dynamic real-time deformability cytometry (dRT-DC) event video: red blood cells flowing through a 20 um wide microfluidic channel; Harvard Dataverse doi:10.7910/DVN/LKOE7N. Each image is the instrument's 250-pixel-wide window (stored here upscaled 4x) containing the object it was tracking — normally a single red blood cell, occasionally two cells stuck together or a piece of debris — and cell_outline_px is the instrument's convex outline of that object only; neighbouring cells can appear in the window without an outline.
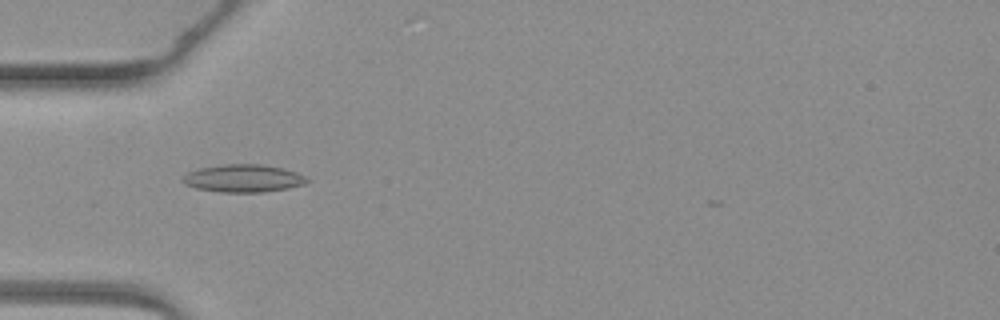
{"species": "common noctule bat (a hibernating species)", "species_latin": "Nyctalus noctula", "temperature_condition": "warm", "stored_images_in_passage": 6, "camera_frame_rate_fps": 3000, "um_per_image_px": 0.085, "animal": {"sex": "female", "body_mass_g": 19.3, "forearm_length_mm": 54.1}, "frame": {"image": 1, "passage_image": 5, "time_ms": 4.667, "image_size_px": [1000, 320], "cell_outline_px": [[312, 180], [304, 184], [288, 188], [264, 192], [220, 192], [196, 188], [184, 184], [180, 180], [188, 172], [200, 168], [224, 164], [260, 164], [284, 168], [296, 172]], "centroid_in_image_um": [20.69, 15.16], "position_along_channel_um": 64.3, "area_um2": 20.11}}
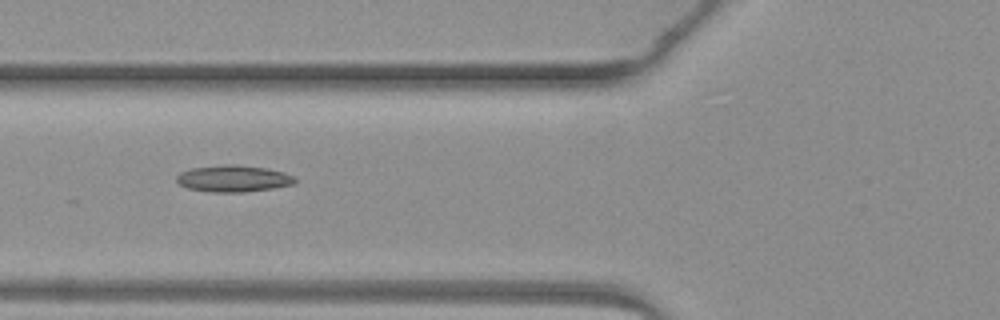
{"frame": {"image": 2, "passage_image": 6, "time_ms": 5.667, "image_size_px": [1000, 320], "cell_outline_px": [[296, 184], [272, 188], [244, 192], [212, 192], [188, 188], [180, 184], [176, 180], [176, 176], [180, 172], [192, 168], [224, 164], [236, 164], [268, 168], [284, 172], [292, 176], [296, 180]], "centroid_in_image_um": [19.85, 15.17], "position_along_channel_um": 106.0, "area_um2": 18.44}}